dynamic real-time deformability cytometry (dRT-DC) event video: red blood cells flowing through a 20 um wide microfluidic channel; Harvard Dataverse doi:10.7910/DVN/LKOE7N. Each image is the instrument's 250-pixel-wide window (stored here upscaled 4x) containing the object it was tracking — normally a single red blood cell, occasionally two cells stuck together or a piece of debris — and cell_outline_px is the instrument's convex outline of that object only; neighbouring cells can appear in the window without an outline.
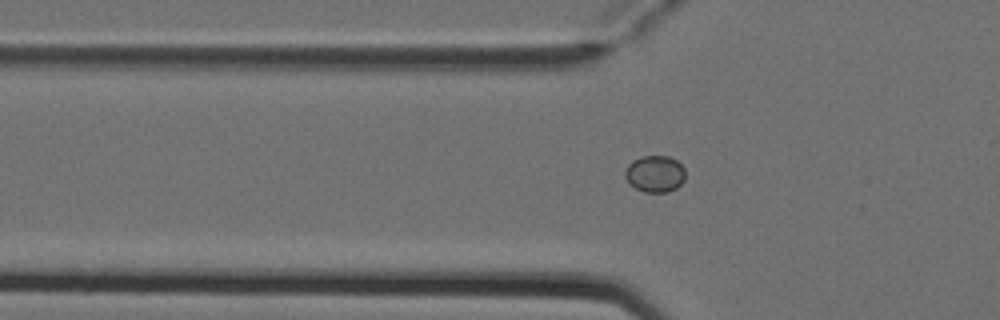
{"species": "Egyptian fruit bat (a non-hibernating species)", "species_latin": "Rousettus aegyptiacus", "temperature_condition": "cold", "stored_images_in_passage": 7, "segment_of_instrument_passage": [2, 2], "camera_frame_rate_fps": 3000, "um_per_image_px": 0.085, "animal": {"sex": "female"}, "frame": {"image": 1, "passage_image": 7, "time_ms": 2.0, "image_size_px": [1000, 320], "cell_outline_px": [[684, 180], [676, 188], [664, 192], [644, 192], [636, 188], [624, 176], [624, 172], [628, 164], [632, 160], [640, 156], [668, 156], [676, 160], [684, 168]], "centroid_in_image_um": [55.66, 14.76], "position_along_channel_um": 70.1, "area_um2": 12.77}}